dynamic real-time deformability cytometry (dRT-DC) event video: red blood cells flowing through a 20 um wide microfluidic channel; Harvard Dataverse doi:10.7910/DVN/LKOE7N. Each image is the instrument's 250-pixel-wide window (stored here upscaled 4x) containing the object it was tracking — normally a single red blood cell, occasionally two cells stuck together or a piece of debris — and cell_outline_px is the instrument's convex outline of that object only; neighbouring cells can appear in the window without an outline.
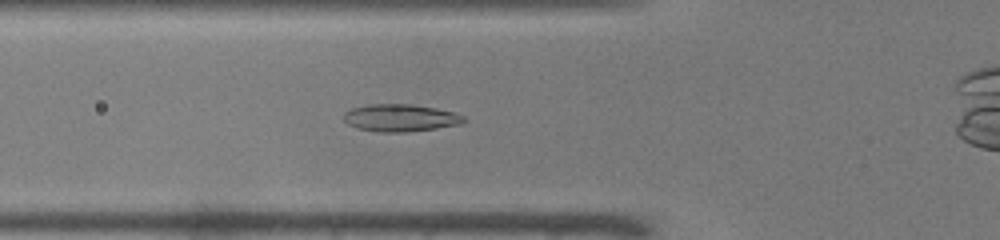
{"species": "common noctule bat (a hibernating species)", "species_latin": "Nyctalus noctula", "temperature_condition": "warm", "stored_images_in_passage": 45, "camera_frame_rate_fps": 3000, "um_per_image_px": 0.085, "animal": {"sex": "male", "body_mass_g": 19.0, "forearm_length_mm": 50.8}, "frame": {"image": 1, "passage_image": 17, "time_ms": 5.333, "image_size_px": [1000, 240], "cell_outline_px": [[468, 120], [460, 124], [436, 128], [408, 132], [376, 132], [356, 128], [348, 124], [344, 120], [344, 112], [352, 108], [368, 104], [412, 104], [436, 108], [456, 112], [464, 116]], "centroid_in_image_um": [34.05, 10.02], "position_along_channel_um": 91.8, "area_um2": 19.36}}
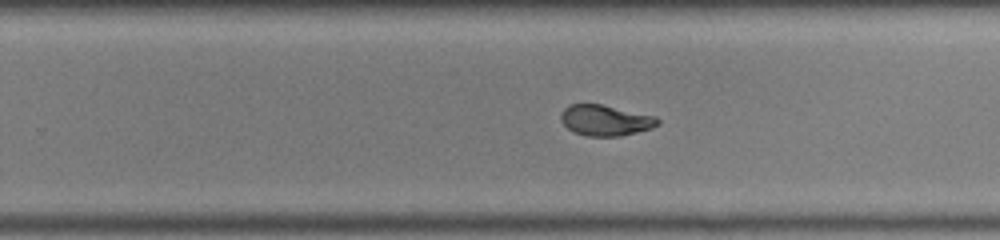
{"frame": {"image": 2, "passage_image": 31, "time_ms": 10.0, "image_size_px": [1000, 240], "cell_outline_px": [[660, 124], [652, 128], [620, 136], [584, 136], [572, 132], [560, 120], [560, 116], [564, 108], [568, 104], [600, 104], [656, 116], [660, 120]], "centroid_in_image_um": [51.45, 10.23], "position_along_channel_um": 278.4, "area_um2": 17.46}}
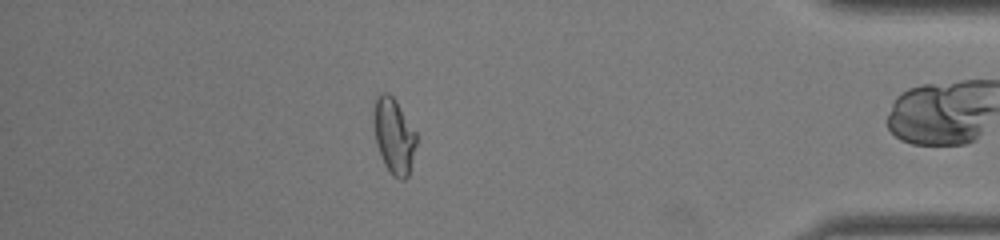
{"frame": {"image": 3, "passage_image": 43, "time_ms": 14.0, "image_size_px": [1000, 240], "cell_outline_px": [[416, 144], [408, 176], [404, 180], [400, 180], [392, 176], [384, 164], [380, 156], [376, 144], [372, 120], [372, 108], [376, 96], [380, 92], [388, 92], [396, 100], [416, 132]], "centroid_in_image_um": [33.44, 11.52], "position_along_channel_um": 401.8, "area_um2": 19.19}, "authors_computed_cell_mechanics": {"area_um2": 18.5538, "velocity_mm_per_s": 4.0009, "shape_relaxation_time_tau1_ms": null, "shape_relaxation_time_tau2_ms": 0.7649, "deformation_change_tau1": null, "deformation_change_tau2": 0.0443}}